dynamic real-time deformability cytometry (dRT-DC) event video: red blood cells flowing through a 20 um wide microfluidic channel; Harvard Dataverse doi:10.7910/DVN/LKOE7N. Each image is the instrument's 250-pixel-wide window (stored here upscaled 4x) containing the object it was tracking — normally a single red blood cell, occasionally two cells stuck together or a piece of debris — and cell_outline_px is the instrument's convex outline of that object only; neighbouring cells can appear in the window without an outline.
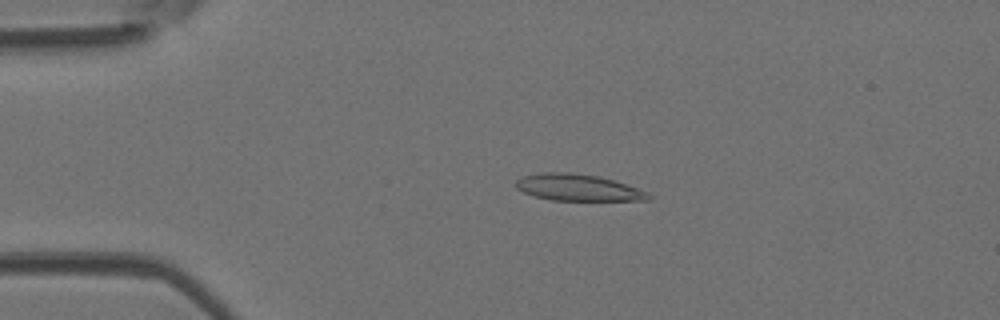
{"species": "Egyptian fruit bat (a non-hibernating species)", "species_latin": "Rousettus aegyptiacus", "temperature_condition": "room temperature", "stored_images_in_passage": 45, "camera_frame_rate_fps": 3000, "um_per_image_px": 0.085, "animal": {"sex": "female"}, "frame": {"image": 1, "passage_image": 11, "time_ms": 3.333, "image_size_px": [1000, 320], "cell_outline_px": [[652, 196], [648, 200], [552, 200], [536, 196], [524, 192], [516, 188], [516, 180], [520, 176], [544, 172], [568, 172], [596, 176], [612, 180], [648, 192]], "centroid_in_image_um": [49.09, 15.94], "position_along_channel_um": 35.9, "area_um2": 20.23}}
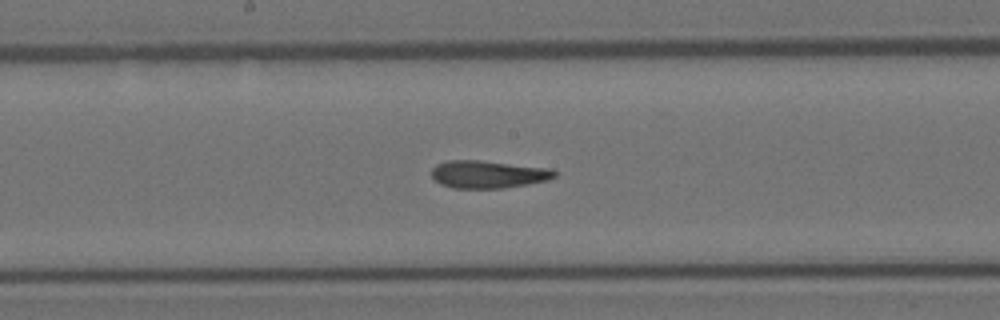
{"frame": {"image": 2, "passage_image": 27, "time_ms": 8.667, "image_size_px": [1000, 320], "cell_outline_px": [[556, 176], [548, 180], [528, 184], [504, 188], [452, 188], [440, 184], [432, 176], [432, 168], [436, 164], [448, 160], [480, 160], [552, 168], [556, 172]], "centroid_in_image_um": [41.5, 14.81], "position_along_channel_um": 206.7, "area_um2": 19.94}}
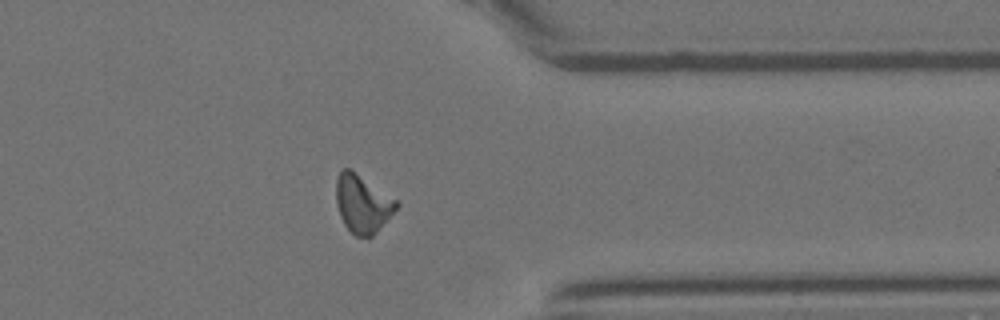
{"frame": {"image": 3, "passage_image": 41, "time_ms": 13.333, "image_size_px": [1000, 320], "cell_outline_px": [[400, 204], [376, 232], [372, 236], [356, 236], [344, 224], [340, 216], [336, 200], [336, 176], [340, 168], [348, 168], [396, 200]], "centroid_in_image_um": [30.77, 17.31], "position_along_channel_um": 380.6, "area_um2": 19.83}, "authors_computed_cell_mechanics": {"area_um2": 20.1144, "velocity_mm_per_s": 3.9072, "shape_relaxation_time_tau1_ms": null, "shape_relaxation_time_tau2_ms": 3.2219, "deformation_change_tau1": null, "deformation_change_tau2": 0.1207}}